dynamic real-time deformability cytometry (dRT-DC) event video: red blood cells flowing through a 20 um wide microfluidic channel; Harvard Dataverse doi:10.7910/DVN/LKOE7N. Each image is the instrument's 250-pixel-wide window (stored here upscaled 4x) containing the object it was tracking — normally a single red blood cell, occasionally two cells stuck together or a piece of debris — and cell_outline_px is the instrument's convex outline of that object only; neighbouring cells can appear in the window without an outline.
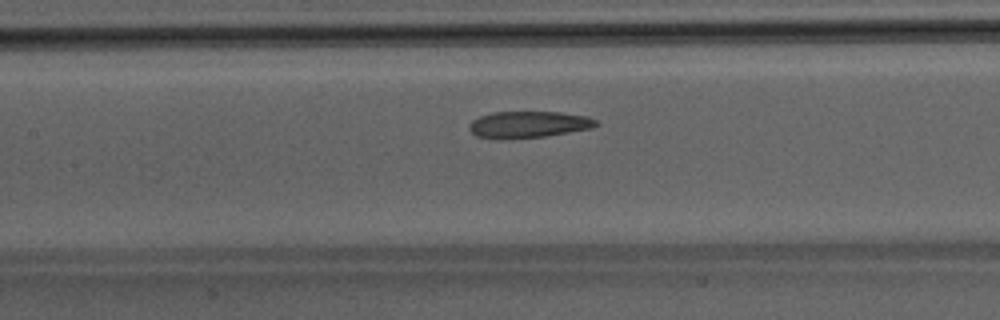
{"species": "Egyptian fruit bat (a non-hibernating species)", "species_latin": "Rousettus aegyptiacus", "temperature_condition": "room temperature", "stored_images_in_passage": 37, "camera_frame_rate_fps": 3000, "um_per_image_px": 0.085, "animal": {"sex": "male"}, "frame": {"image": 1, "passage_image": 11, "time_ms": 3.333, "image_size_px": [1000, 320], "cell_outline_px": [[600, 124], [592, 128], [544, 136], [508, 140], [496, 140], [476, 136], [468, 128], [468, 124], [472, 120], [480, 116], [492, 112], [560, 112], [584, 116], [596, 120]], "centroid_in_image_um": [44.85, 10.6], "position_along_channel_um": 162.5, "area_um2": 19.88}}
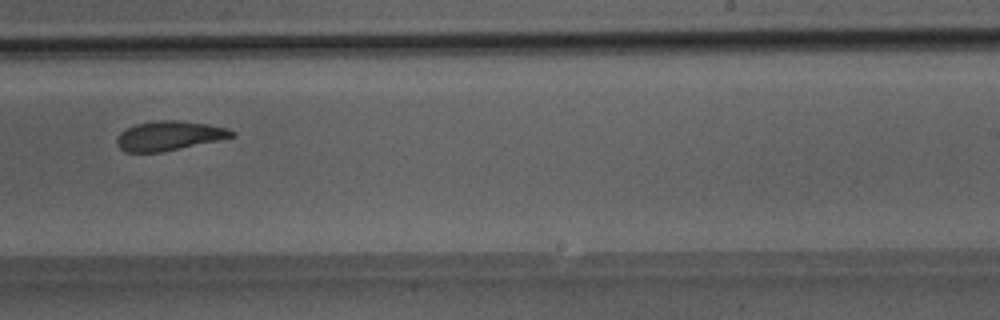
{"frame": {"image": 2, "passage_image": 19, "time_ms": 6.0, "image_size_px": [1000, 320], "cell_outline_px": [[236, 136], [220, 140], [164, 152], [124, 152], [116, 144], [116, 140], [120, 132], [136, 124], [156, 120], [180, 120], [208, 124], [228, 128], [236, 132]], "centroid_in_image_um": [14.41, 11.54], "position_along_channel_um": 274.6, "area_um2": 19.94}}
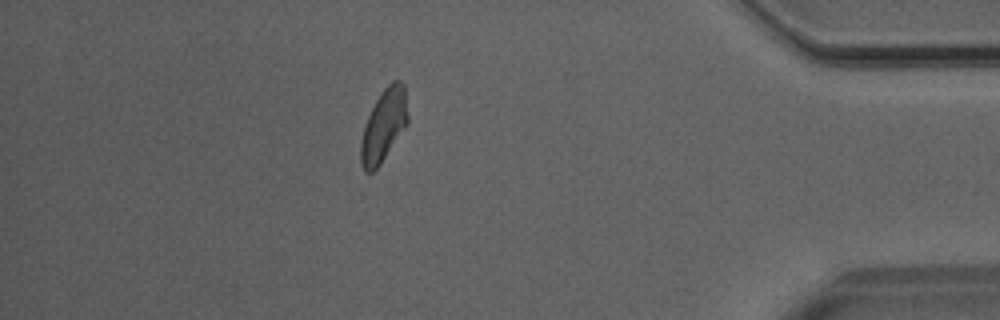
{"frame": {"image": 3, "passage_image": 31, "time_ms": 10.0, "image_size_px": [1000, 320], "cell_outline_px": [[408, 124], [380, 164], [372, 172], [364, 172], [360, 164], [360, 144], [364, 124], [380, 92], [392, 80], [400, 80], [404, 84], [408, 116]], "centroid_in_image_um": [32.61, 10.66], "position_along_channel_um": 402.6, "area_um2": 19.94}}